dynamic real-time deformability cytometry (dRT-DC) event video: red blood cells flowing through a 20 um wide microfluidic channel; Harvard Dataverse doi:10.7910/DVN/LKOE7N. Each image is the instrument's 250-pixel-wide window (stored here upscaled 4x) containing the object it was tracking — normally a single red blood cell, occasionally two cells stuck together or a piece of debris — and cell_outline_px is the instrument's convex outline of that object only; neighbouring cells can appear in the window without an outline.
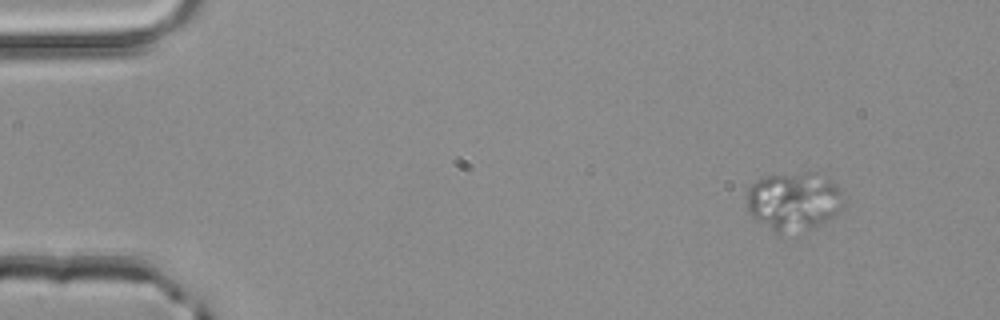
{"species": "common noctule bat (a hibernating species)", "species_latin": "Nyctalus noctula", "temperature_condition": "room temperature", "stored_images_in_passage": 3, "camera_frame_rate_fps": 3000, "um_per_image_px": 0.085, "animal": {"sex": "male", "body_mass_g": 20.4}, "frame": {"image": 1, "passage_image": 1, "time_ms": 0.0, "image_size_px": [1000, 320], "cell_outline_px": [[844, 208], [840, 212], [812, 228], [780, 232], [772, 232], [756, 220], [748, 212], [744, 192], [756, 180], [768, 176], [808, 172], [824, 172], [840, 188], [844, 200]], "centroid_in_image_um": [67.48, 17.07], "position_along_channel_um": 17.5, "area_um2": 33.47}}